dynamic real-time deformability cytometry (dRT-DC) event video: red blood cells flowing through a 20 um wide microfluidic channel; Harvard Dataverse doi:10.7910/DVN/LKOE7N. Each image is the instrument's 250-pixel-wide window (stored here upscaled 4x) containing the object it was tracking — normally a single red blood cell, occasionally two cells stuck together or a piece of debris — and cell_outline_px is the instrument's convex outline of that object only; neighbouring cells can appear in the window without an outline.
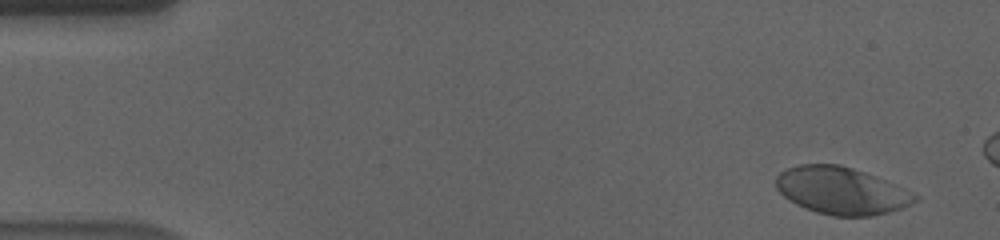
{"species": "human", "species_latin": "Homo sapiens", "temperature_condition": "cold", "stored_images_in_passage": 54, "camera_frame_rate_fps": 3000, "um_per_image_px": 0.085, "donor": {"sex": "male"}, "frame": {"image": 1, "passage_image": 4, "time_ms": 1.0, "image_size_px": [1000, 240], "cell_outline_px": [[920, 200], [900, 208], [888, 212], [872, 216], [832, 216], [816, 212], [804, 208], [796, 204], [784, 196], [776, 188], [776, 176], [780, 172], [788, 168], [800, 164], [840, 164], [876, 176], [904, 188], [920, 196]], "centroid_in_image_um": [71.52, 16.21], "position_along_channel_um": 13.5, "area_um2": 38.26}}
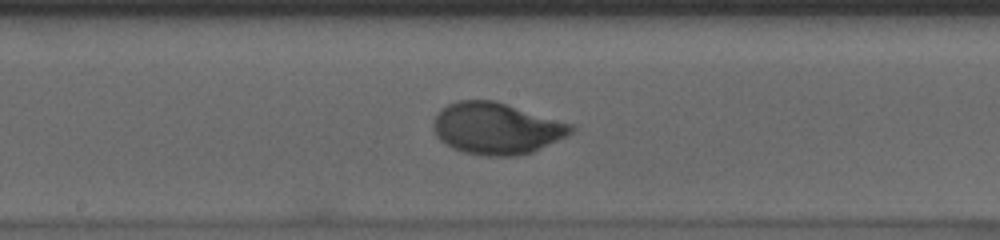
{"frame": {"image": 2, "passage_image": 31, "time_ms": 10.0, "image_size_px": [1000, 240], "cell_outline_px": [[576, 128], [568, 136], [532, 152], [516, 156], [480, 156], [464, 152], [452, 148], [444, 144], [436, 136], [432, 128], [432, 120], [440, 108], [456, 100], [496, 100], [572, 124]], "centroid_in_image_um": [42.16, 10.91], "position_along_channel_um": 206.0, "area_um2": 41.96}}
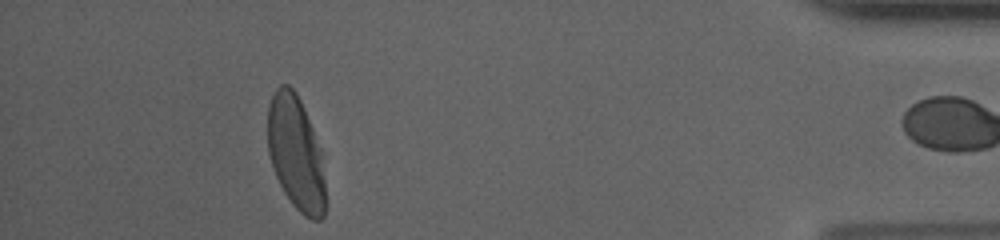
{"frame": {"image": 3, "passage_image": 53, "time_ms": 17.333, "image_size_px": [1000, 240], "cell_outline_px": [[324, 216], [320, 220], [312, 220], [304, 216], [292, 204], [284, 192], [276, 176], [268, 152], [268, 104], [276, 88], [280, 84], [288, 84], [296, 92], [300, 100], [312, 128], [320, 152], [324, 180]], "centroid_in_image_um": [25.12, 13.01], "position_along_channel_um": 410.1, "area_um2": 37.86}, "authors_computed_cell_mechanics": {"area_um2": 39.882, "velocity_mm_per_s": 3.5414, "shape_relaxation_time_tau1_ms": 3.6621, "shape_relaxation_time_tau2_ms": null, "deformation_change_tau1": 0.1683, "deformation_change_tau2": null}}